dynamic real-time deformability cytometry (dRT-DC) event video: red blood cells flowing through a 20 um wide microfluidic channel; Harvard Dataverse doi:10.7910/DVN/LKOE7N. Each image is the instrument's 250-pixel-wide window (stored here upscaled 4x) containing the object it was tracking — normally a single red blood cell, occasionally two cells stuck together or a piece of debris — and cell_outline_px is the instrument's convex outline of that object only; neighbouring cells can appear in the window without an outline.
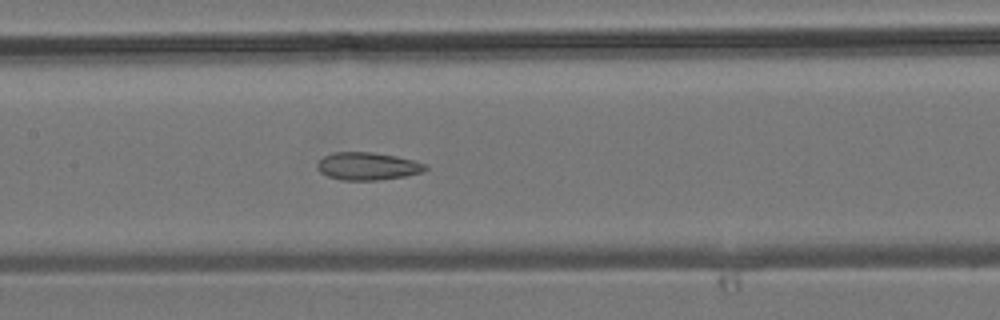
{"species": "common noctule bat (a hibernating species)", "species_latin": "Nyctalus noctula", "temperature_condition": "room temperature", "stored_images_in_passage": 29, "camera_frame_rate_fps": 3000, "um_per_image_px": 0.085, "animal": {"sex": "male", "body_mass_g": 19.2, "forearm_length_mm": 51.8}, "frame": {"image": 1, "passage_image": 13, "time_ms": 4.0, "image_size_px": [1000, 320], "cell_outline_px": [[428, 168], [424, 172], [404, 176], [376, 180], [344, 180], [328, 176], [320, 172], [316, 168], [316, 164], [324, 156], [332, 152], [372, 152], [396, 156], [428, 164]], "centroid_in_image_um": [31.25, 14.12], "position_along_channel_um": 176.1, "area_um2": 17.46}}